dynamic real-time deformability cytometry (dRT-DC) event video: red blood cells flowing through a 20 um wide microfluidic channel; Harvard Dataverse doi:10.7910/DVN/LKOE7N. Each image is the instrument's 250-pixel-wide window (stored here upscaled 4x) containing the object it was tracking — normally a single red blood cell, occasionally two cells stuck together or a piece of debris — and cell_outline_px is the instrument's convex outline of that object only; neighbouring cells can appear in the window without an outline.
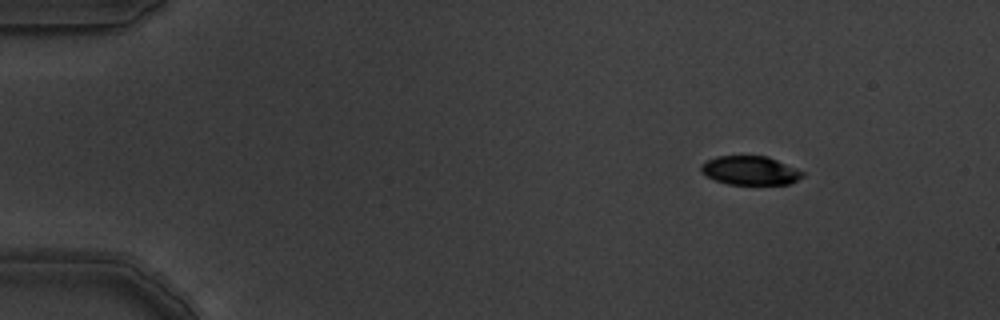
{"species": "common noctule bat (a hibernating species)", "species_latin": "Nyctalus noctula", "temperature_condition": "warm", "stored_images_in_passage": 5, "camera_frame_rate_fps": 3000, "um_per_image_px": 0.085, "animal": {"sex": "male", "body_mass_g": 19.5, "forearm_length_mm": 54.6}, "frame": {"image": 1, "passage_image": 2, "time_ms": 0.333, "image_size_px": [1000, 320], "cell_outline_px": [[804, 176], [788, 184], [728, 184], [704, 176], [700, 172], [700, 164], [704, 160], [716, 156], [768, 156], [796, 168], [804, 172]], "centroid_in_image_um": [63.7, 14.48], "position_along_channel_um": 21.3, "area_um2": 17.22}}
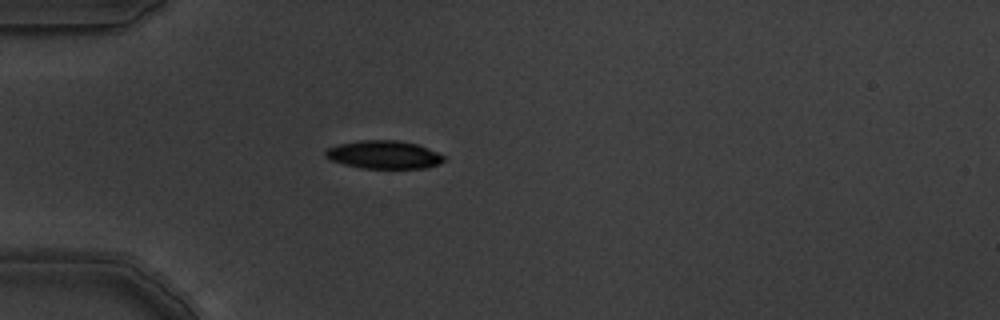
{"frame": {"image": 2, "passage_image": 5, "time_ms": 1.333, "image_size_px": [1000, 320], "cell_outline_px": [[444, 160], [440, 164], [428, 168], [360, 168], [344, 164], [332, 160], [324, 156], [324, 152], [328, 148], [340, 144], [360, 140], [400, 140], [416, 144], [428, 148], [444, 156]], "centroid_in_image_um": [32.64, 13.15], "position_along_channel_um": 52.4, "area_um2": 19.36}}